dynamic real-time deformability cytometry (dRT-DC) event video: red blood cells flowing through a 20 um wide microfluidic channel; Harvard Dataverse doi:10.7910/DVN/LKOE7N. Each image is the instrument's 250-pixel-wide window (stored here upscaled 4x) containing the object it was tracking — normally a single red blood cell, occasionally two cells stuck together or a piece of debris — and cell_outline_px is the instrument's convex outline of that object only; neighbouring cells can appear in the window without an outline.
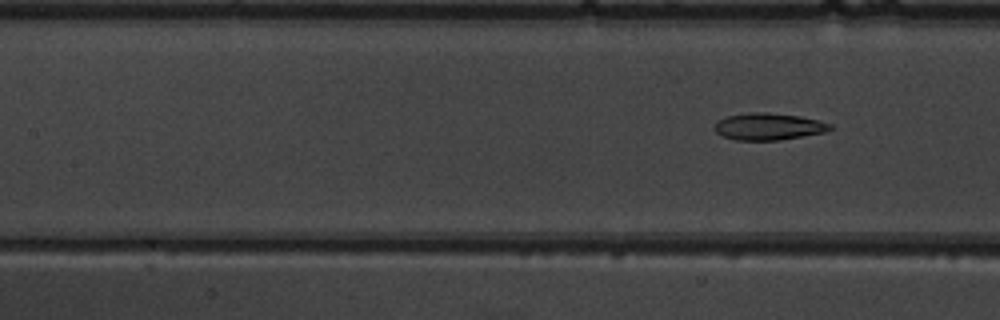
{"species": "common noctule bat (a hibernating species)", "species_latin": "Nyctalus noctula", "temperature_condition": "warm", "stored_images_in_passage": 8, "segment_of_instrument_passage": [2, 2], "camera_frame_rate_fps": 3000, "um_per_image_px": 0.085, "animal": {"sex": "male", "body_mass_g": 19.5, "forearm_length_mm": 54.6}, "frame": {"image": 1, "passage_image": 8, "time_ms": 26.333, "image_size_px": [1000, 320], "cell_outline_px": [[832, 128], [824, 132], [776, 140], [736, 140], [724, 136], [716, 132], [716, 120], [728, 116], [752, 112], [764, 112], [800, 116], [832, 124]], "centroid_in_image_um": [65.31, 10.75], "position_along_channel_um": 142.1, "area_um2": 17.74}}